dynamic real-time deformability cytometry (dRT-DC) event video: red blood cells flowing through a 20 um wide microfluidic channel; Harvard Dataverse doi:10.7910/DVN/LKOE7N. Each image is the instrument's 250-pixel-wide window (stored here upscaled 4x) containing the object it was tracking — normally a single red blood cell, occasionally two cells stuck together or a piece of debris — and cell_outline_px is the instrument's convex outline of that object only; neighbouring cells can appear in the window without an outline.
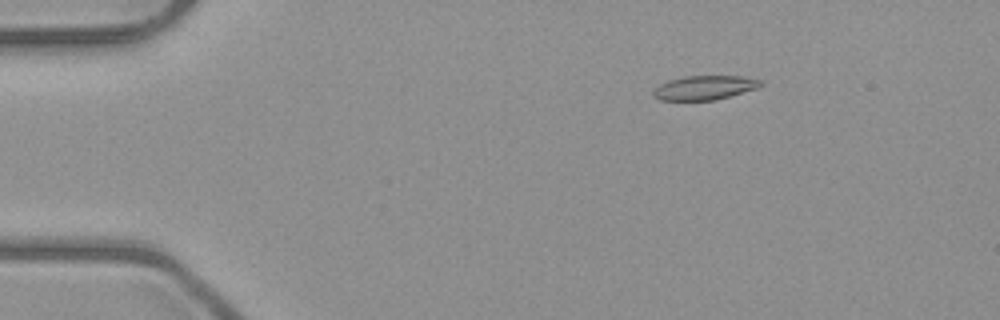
{"species": "common noctule bat (a hibernating species)", "species_latin": "Nyctalus noctula", "temperature_condition": "room temperature", "stored_images_in_passage": 6, "segment_of_instrument_passage": [1, 2], "camera_frame_rate_fps": 3000, "um_per_image_px": 0.085, "animal": {"sex": "male", "body_mass_g": 23.1, "forearm_length_mm": 52.7}, "frame": {"image": 1, "passage_image": 3, "time_ms": 2.333, "image_size_px": [1000, 320], "cell_outline_px": [[764, 84], [756, 88], [716, 100], [660, 100], [652, 96], [652, 92], [660, 84], [668, 80], [684, 76], [740, 76], [764, 80]], "centroid_in_image_um": [59.88, 7.45], "position_along_channel_um": 25.1, "area_um2": 15.14}}